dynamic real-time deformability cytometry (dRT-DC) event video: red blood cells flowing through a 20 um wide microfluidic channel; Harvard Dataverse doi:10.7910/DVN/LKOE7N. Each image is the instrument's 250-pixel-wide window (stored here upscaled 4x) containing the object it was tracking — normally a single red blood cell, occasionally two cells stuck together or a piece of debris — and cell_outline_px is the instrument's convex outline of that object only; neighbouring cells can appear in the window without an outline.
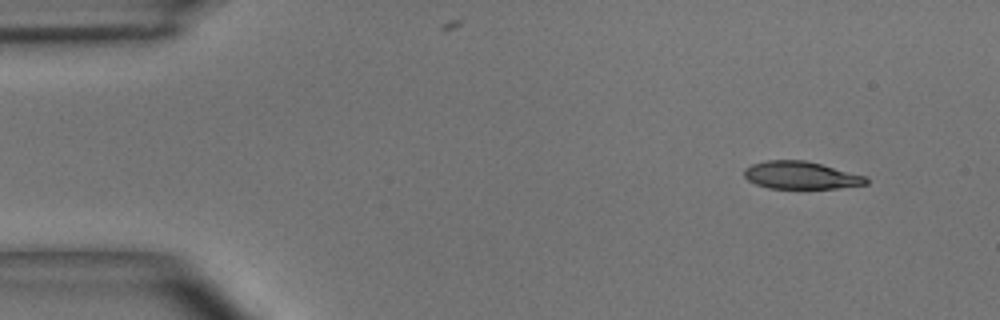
{"species": "common noctule bat (a hibernating species)", "species_latin": "Nyctalus noctula", "temperature_condition": "room temperature", "stored_images_in_passage": 49, "camera_frame_rate_fps": 3000, "um_per_image_px": 0.085, "animal": {"sex": "male", "body_mass_g": 15.6}, "frame": {"image": 1, "passage_image": 4, "time_ms": 1.0, "image_size_px": [1000, 320], "cell_outline_px": [[868, 184], [836, 188], [768, 188], [756, 184], [748, 180], [744, 176], [744, 168], [752, 164], [768, 160], [804, 160], [868, 176]], "centroid_in_image_um": [68.08, 14.9], "position_along_channel_um": 16.9, "area_um2": 19.54}}
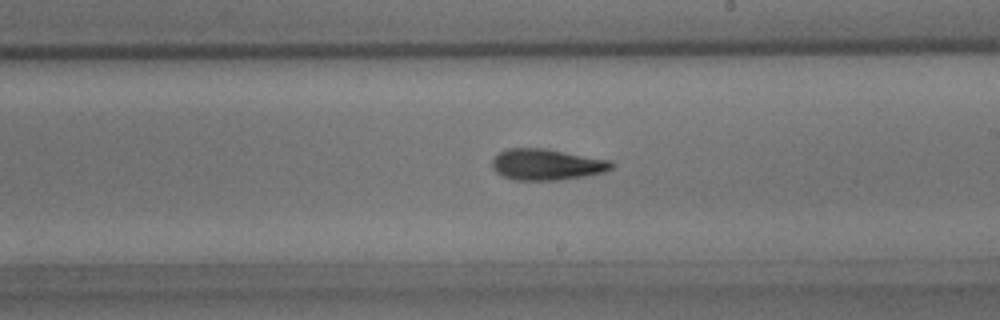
{"frame": {"image": 2, "passage_image": 28, "time_ms": 9.0, "image_size_px": [1000, 320], "cell_outline_px": [[616, 164], [612, 168], [604, 172], [584, 176], [556, 180], [516, 180], [500, 176], [492, 168], [492, 160], [500, 152], [508, 148], [548, 148], [612, 160]], "centroid_in_image_um": [46.49, 13.97], "position_along_channel_um": 242.5, "area_um2": 21.96}}
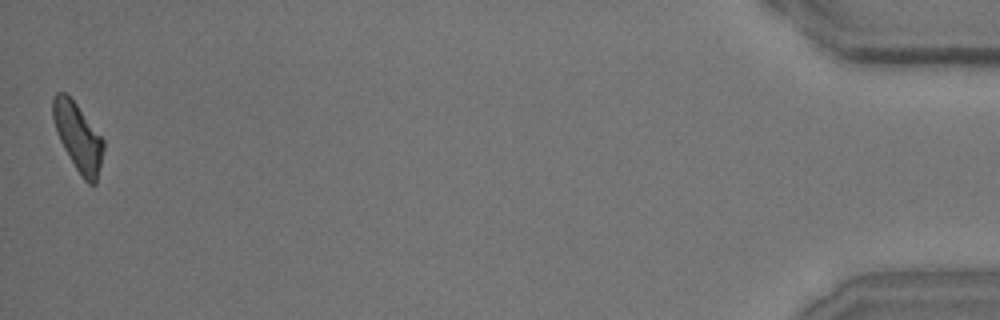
{"frame": {"image": 3, "passage_image": 49, "time_ms": 16.0, "image_size_px": [1000, 320], "cell_outline_px": [[104, 148], [96, 184], [88, 184], [84, 180], [76, 168], [64, 148], [56, 132], [52, 116], [52, 96], [56, 92], [64, 92], [76, 104], [104, 140]], "centroid_in_image_um": [6.62, 11.64], "position_along_channel_um": 428.6, "area_um2": 19.71}, "authors_computed_cell_mechanics": {"area_um2": 20.9236, "velocity_mm_per_s": 3.9674, "shape_relaxation_time_tau1_ms": 4.445, "shape_relaxation_time_tau2_ms": 2.9923, "deformation_change_tau1": 0.1713, "deformation_change_tau2": 0.114}}